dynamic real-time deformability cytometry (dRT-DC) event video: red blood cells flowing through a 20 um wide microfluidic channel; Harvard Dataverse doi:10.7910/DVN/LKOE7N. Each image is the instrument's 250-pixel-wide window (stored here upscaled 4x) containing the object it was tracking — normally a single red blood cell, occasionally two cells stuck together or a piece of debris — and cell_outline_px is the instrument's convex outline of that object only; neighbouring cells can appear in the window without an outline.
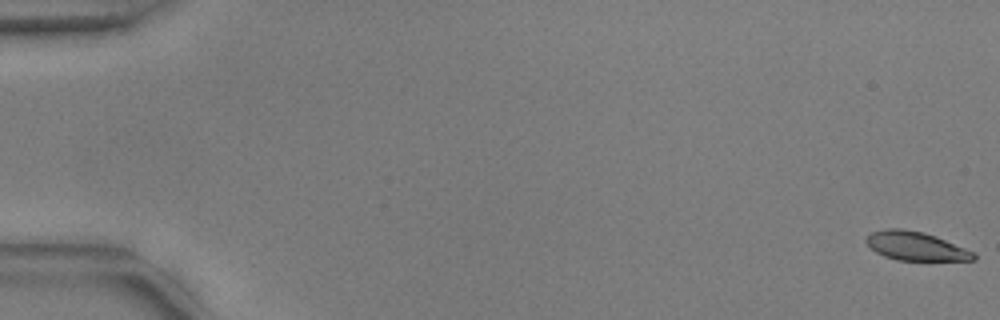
{"species": "common noctule bat (a hibernating species)", "species_latin": "Nyctalus noctula", "temperature_condition": "warm", "stored_images_in_passage": 18, "camera_frame_rate_fps": 3000, "um_per_image_px": 0.085, "animal": {"sex": "male", "body_mass_g": 17.9, "forearm_length_mm": 54.2}, "frame": {"image": 1, "passage_image": 1, "time_ms": 0.0, "image_size_px": [1000, 320], "cell_outline_px": [[976, 260], [896, 260], [884, 256], [876, 252], [864, 240], [872, 232], [888, 228], [900, 228], [924, 232], [936, 236], [976, 252]], "centroid_in_image_um": [77.87, 20.92], "position_along_channel_um": 7.1, "area_um2": 17.98}}
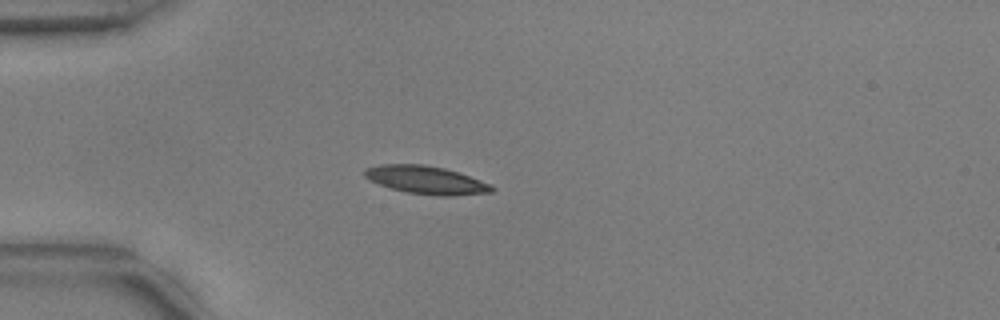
{"frame": {"image": 2, "passage_image": 16, "time_ms": 5.0, "image_size_px": [1000, 320], "cell_outline_px": [[496, 188], [492, 192], [452, 196], [440, 196], [404, 192], [368, 180], [364, 176], [364, 168], [380, 164], [424, 164], [444, 168], [492, 184]], "centroid_in_image_um": [36.21, 15.3], "position_along_channel_um": 48.8, "area_um2": 20.81}}